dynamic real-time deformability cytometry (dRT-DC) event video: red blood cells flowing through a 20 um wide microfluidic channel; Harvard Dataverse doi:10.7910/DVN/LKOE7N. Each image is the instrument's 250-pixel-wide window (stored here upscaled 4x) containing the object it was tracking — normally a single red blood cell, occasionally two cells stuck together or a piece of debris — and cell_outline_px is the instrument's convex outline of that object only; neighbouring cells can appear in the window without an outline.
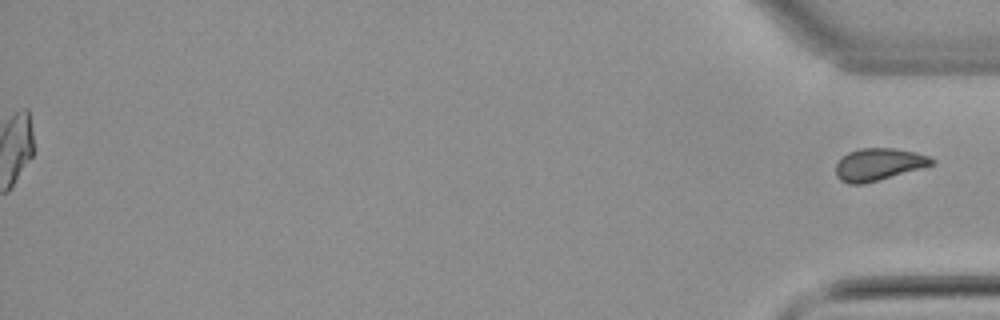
{"species": "common noctule bat (a hibernating species)", "species_latin": "Nyctalus noctula", "temperature_condition": "warm", "stored_images_in_passage": 55, "segment_of_instrument_passage": [2, 2], "camera_frame_rate_fps": 3000, "um_per_image_px": 0.085, "animal": {"sex": "male", "body_mass_g": 21.5, "forearm_length_mm": 52.0}, "frame": {"image": 1, "passage_image": 55, "time_ms": 18.0, "image_size_px": [1000, 320], "cell_outline_px": [[936, 164], [864, 184], [848, 184], [840, 180], [836, 176], [836, 164], [848, 152], [860, 148], [896, 148], [916, 152], [928, 156], [936, 160]], "centroid_in_image_um": [74.7, 13.97], "position_along_channel_um": 360.5, "area_um2": 18.09}}